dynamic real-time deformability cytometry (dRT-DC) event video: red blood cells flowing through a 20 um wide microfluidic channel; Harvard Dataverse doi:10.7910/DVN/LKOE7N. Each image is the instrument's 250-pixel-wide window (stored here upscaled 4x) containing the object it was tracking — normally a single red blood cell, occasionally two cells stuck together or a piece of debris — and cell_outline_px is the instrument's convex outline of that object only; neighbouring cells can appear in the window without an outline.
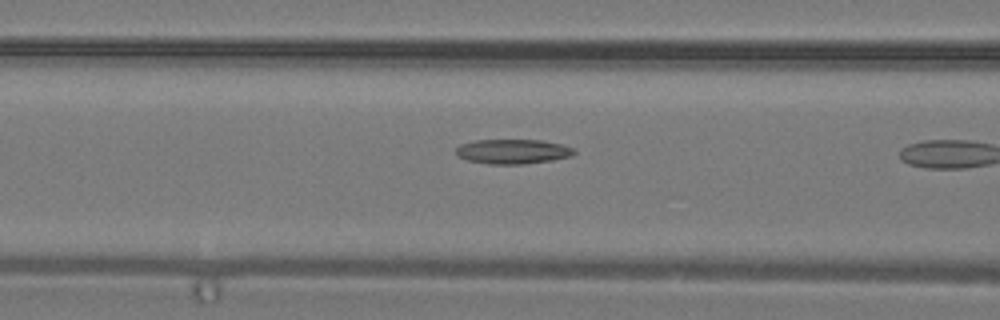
{"species": "common noctule bat (a hibernating species)", "species_latin": "Nyctalus noctula", "temperature_condition": "warm", "stored_images_in_passage": 5, "camera_frame_rate_fps": 3000, "um_per_image_px": 0.085, "animal": {"sex": "male", "body_mass_g": 19.2, "forearm_length_mm": 51.8}, "frame": {"image": 1, "passage_image": 5, "time_ms": 1.333, "image_size_px": [1000, 320], "cell_outline_px": [[576, 152], [572, 156], [552, 160], [524, 164], [488, 164], [468, 160], [460, 156], [456, 152], [456, 148], [460, 144], [476, 140], [540, 140], [560, 144], [572, 148]], "centroid_in_image_um": [43.59, 12.88], "position_along_channel_um": 123.0, "area_um2": 16.82}}